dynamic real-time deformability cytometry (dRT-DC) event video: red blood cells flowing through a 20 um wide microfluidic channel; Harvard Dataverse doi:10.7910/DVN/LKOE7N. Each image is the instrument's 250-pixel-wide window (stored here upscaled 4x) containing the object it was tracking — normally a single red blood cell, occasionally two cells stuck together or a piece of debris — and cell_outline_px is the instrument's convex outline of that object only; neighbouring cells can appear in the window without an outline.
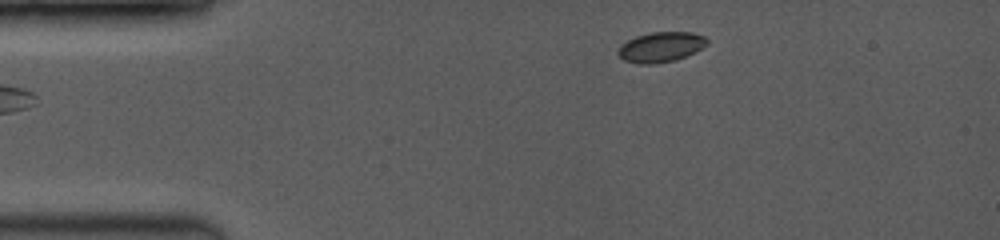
{"species": "common noctule bat (a hibernating species)", "species_latin": "Nyctalus noctula", "temperature_condition": "room temperature", "stored_images_in_passage": 29, "camera_frame_rate_fps": 3500, "um_per_image_px": 0.085, "animal": {"sex": "female", "body_mass_g": 19.0, "forearm_length_mm": 53.3}, "frame": {"image": 1, "passage_image": 1, "time_ms": 0.0, "image_size_px": [1000, 240], "cell_outline_px": [[708, 44], [696, 52], [676, 60], [652, 64], [640, 64], [624, 60], [616, 52], [620, 44], [636, 36], [652, 32], [692, 32], [704, 36], [708, 40]], "centroid_in_image_um": [56.18, 4.0], "position_along_channel_um": 28.8, "area_um2": 15.72}}
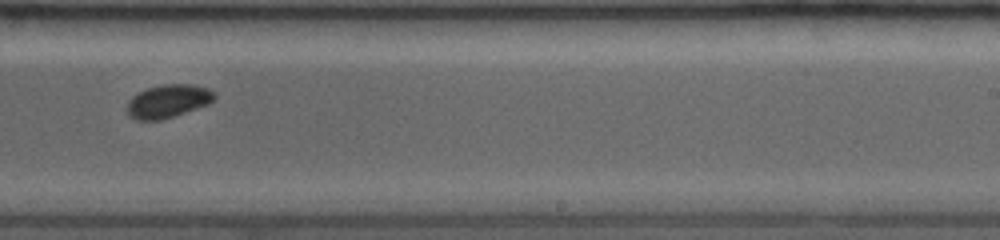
{"frame": {"image": 2, "passage_image": 16, "time_ms": 7.429, "image_size_px": [1000, 240], "cell_outline_px": [[216, 96], [208, 104], [160, 120], [136, 120], [128, 116], [128, 100], [132, 96], [148, 88], [164, 84], [192, 84], [208, 88]], "centroid_in_image_um": [14.26, 8.59], "position_along_channel_um": 274.7, "area_um2": 16.59}}
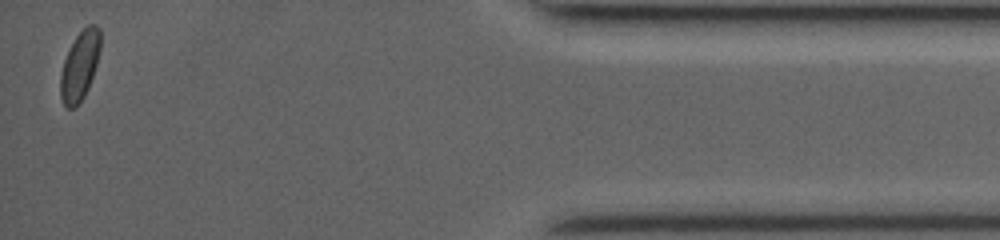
{"frame": {"image": 3, "passage_image": 29, "time_ms": 12.571, "image_size_px": [1000, 240], "cell_outline_px": [[100, 48], [96, 64], [88, 88], [84, 96], [76, 108], [68, 108], [64, 104], [60, 96], [60, 76], [64, 60], [76, 36], [88, 24], [96, 24], [100, 28]], "centroid_in_image_um": [6.78, 5.6], "position_along_channel_um": 428.4, "area_um2": 15.9}, "authors_computed_cell_mechanics": {"area_um2": 16.184, "velocity_mm_per_s": 4.0823, "shape_relaxation_time_tau1_ms": 1.6219, "shape_relaxation_time_tau2_ms": null, "deformation_change_tau1": 0.0474, "deformation_change_tau2": null}}